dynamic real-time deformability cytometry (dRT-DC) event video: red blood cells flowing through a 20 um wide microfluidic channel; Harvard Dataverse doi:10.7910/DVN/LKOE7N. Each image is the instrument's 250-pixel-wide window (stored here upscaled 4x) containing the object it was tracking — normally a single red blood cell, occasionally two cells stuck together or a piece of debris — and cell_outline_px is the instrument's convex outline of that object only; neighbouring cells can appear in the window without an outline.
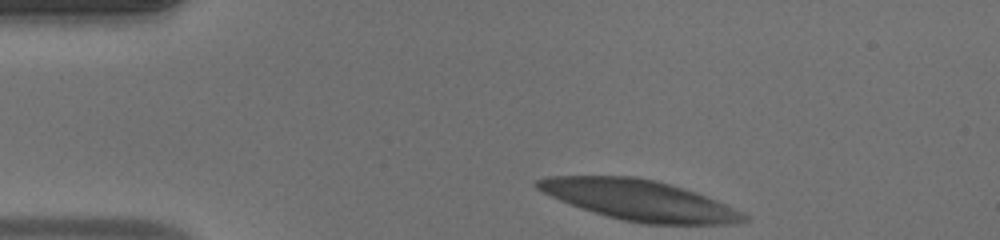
{"species": "human", "species_latin": "Homo sapiens", "temperature_condition": "warm", "stored_images_in_passage": 35, "camera_frame_rate_fps": 3000, "um_per_image_px": 0.085, "donor": {"sex": "male"}, "frame": {"image": 1, "passage_image": 1, "time_ms": 0.0, "image_size_px": [1000, 240], "cell_outline_px": [[744, 220], [724, 224], [644, 224], [624, 220], [608, 216], [580, 208], [560, 200], [536, 188], [536, 180], [548, 176], [628, 176], [652, 180], [668, 184], [704, 196], [724, 204], [740, 212], [744, 216]], "centroid_in_image_um": [54.23, 17.01], "position_along_channel_um": 30.8, "area_um2": 47.22}}
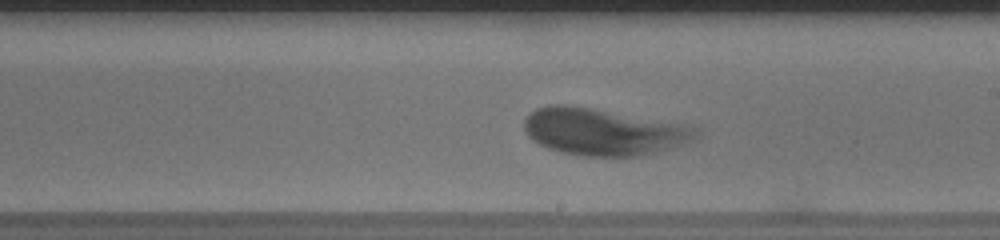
{"frame": {"image": 2, "passage_image": 21, "time_ms": 6.667, "image_size_px": [1000, 240], "cell_outline_px": [[692, 136], [680, 144], [668, 148], [640, 156], [584, 156], [560, 152], [548, 148], [540, 144], [528, 136], [524, 128], [524, 120], [536, 108], [552, 104], [564, 104], [588, 108], [684, 128], [692, 132]], "centroid_in_image_um": [50.95, 11.24], "position_along_channel_um": 238.1, "area_um2": 43.87}}
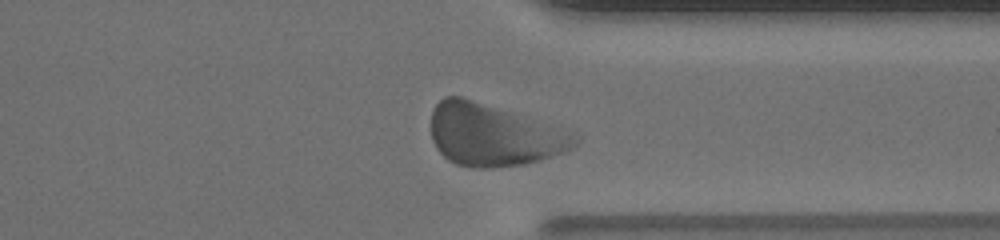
{"frame": {"image": 3, "passage_image": 31, "time_ms": 10.0, "image_size_px": [1000, 240], "cell_outline_px": [[580, 140], [572, 148], [540, 160], [524, 164], [492, 168], [472, 168], [456, 164], [448, 160], [436, 148], [432, 140], [432, 112], [436, 104], [444, 96], [460, 96], [472, 100]], "centroid_in_image_um": [41.73, 11.54], "position_along_channel_um": 369.7, "area_um2": 49.25}, "authors_computed_cell_mechanics": {"area_um2": 45.7198, "velocity_mm_per_s": 3.9837, "shape_relaxation_time_tau1_ms": 2.6209, "shape_relaxation_time_tau2_ms": null, "deformation_change_tau1": 0.1784, "deformation_change_tau2": null}}